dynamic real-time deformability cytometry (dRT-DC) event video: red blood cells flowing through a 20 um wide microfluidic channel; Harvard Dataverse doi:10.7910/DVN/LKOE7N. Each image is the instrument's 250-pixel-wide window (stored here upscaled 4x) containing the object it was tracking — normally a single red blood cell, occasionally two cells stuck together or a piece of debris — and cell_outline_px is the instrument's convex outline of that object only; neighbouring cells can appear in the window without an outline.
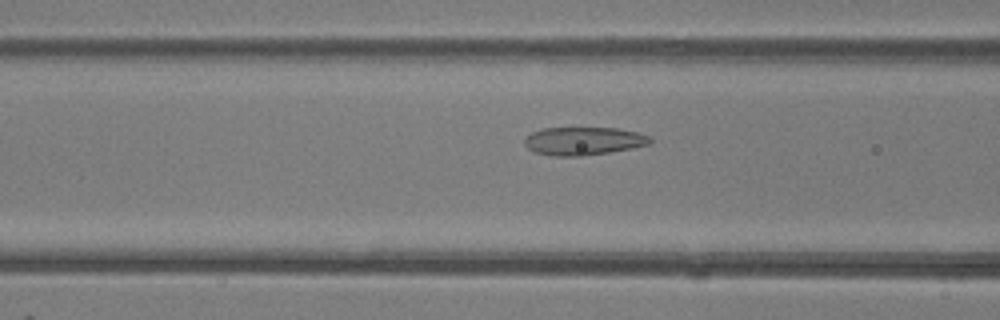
{"species": "common noctule bat (a hibernating species)", "species_latin": "Nyctalus noctula", "temperature_condition": "room temperature", "stored_images_in_passage": 38, "camera_frame_rate_fps": 3000, "um_per_image_px": 0.085, "animal": {"sex": "female"}, "frame": {"image": 1, "passage_image": 9, "time_ms": 2.667, "image_size_px": [1000, 320], "cell_outline_px": [[652, 144], [632, 148], [608, 152], [580, 156], [552, 156], [536, 152], [528, 148], [524, 144], [524, 140], [532, 132], [544, 128], [616, 128], [636, 132], [652, 136]], "centroid_in_image_um": [49.63, 11.98], "position_along_channel_um": 117.0, "area_um2": 20.52}}
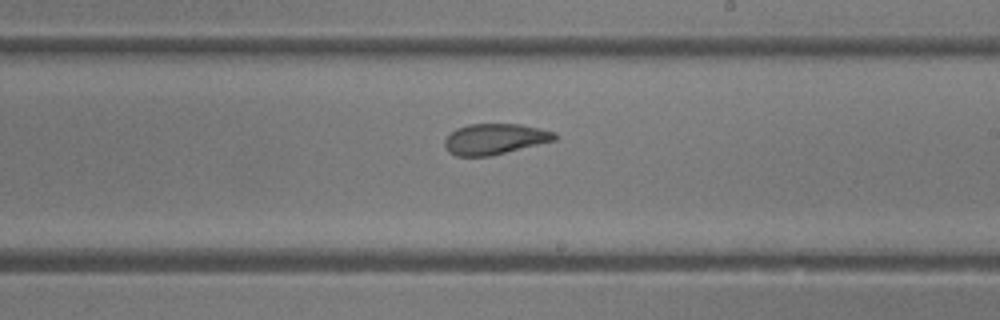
{"frame": {"image": 2, "passage_image": 18, "time_ms": 5.667, "image_size_px": [1000, 320], "cell_outline_px": [[556, 140], [492, 156], [456, 156], [448, 152], [444, 144], [444, 140], [456, 128], [468, 124], [520, 124], [556, 132]], "centroid_in_image_um": [42.05, 11.82], "position_along_channel_um": 246.9, "area_um2": 19.77}}
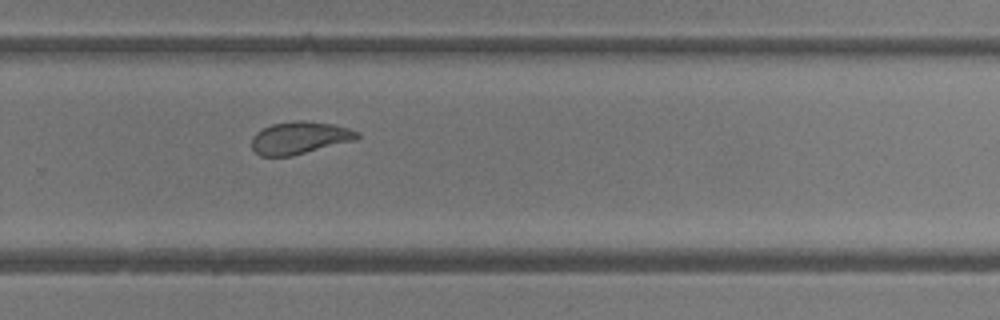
{"frame": {"image": 3, "passage_image": 22, "time_ms": 7.0, "image_size_px": [1000, 320], "cell_outline_px": [[360, 136], [356, 140], [292, 156], [260, 156], [252, 148], [252, 136], [256, 132], [272, 124], [292, 120], [304, 120], [332, 124], [348, 128], [360, 132]], "centroid_in_image_um": [25.48, 11.71], "position_along_channel_um": 304.3, "area_um2": 20.06}, "authors_computed_cell_mechanics": {"area_um2": 19.652, "velocity_mm_per_s": 4.3278, "shape_relaxation_time_tau1_ms": 2.6833, "shape_relaxation_time_tau2_ms": 1.5995, "deformation_change_tau1": 0.0927, "deformation_change_tau2": 0.0617}}